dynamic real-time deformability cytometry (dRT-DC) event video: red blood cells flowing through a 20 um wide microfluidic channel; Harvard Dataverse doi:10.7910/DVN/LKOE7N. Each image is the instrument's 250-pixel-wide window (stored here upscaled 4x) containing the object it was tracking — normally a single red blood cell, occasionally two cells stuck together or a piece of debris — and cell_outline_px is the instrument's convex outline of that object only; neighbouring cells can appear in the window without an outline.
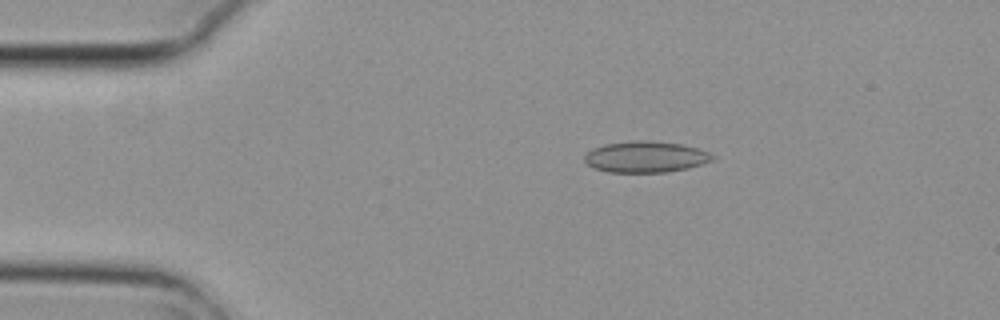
{"species": "common noctule bat (a hibernating species)", "species_latin": "Nyctalus noctula", "temperature_condition": "cold", "stored_images_in_passage": 9, "camera_frame_rate_fps": 3000, "um_per_image_px": 0.085, "animal": {"sex": "female", "body_mass_g": 29.2, "forearm_length_mm": 56.3}, "frame": {"image": 1, "passage_image": 3, "time_ms": 0.667, "image_size_px": [1000, 320], "cell_outline_px": [[716, 156], [712, 160], [688, 168], [668, 172], [608, 172], [592, 168], [584, 160], [584, 156], [592, 148], [604, 144], [636, 140], [648, 140], [680, 144], [696, 148], [708, 152]], "centroid_in_image_um": [54.85, 13.33], "position_along_channel_um": 30.2, "area_um2": 23.24}}
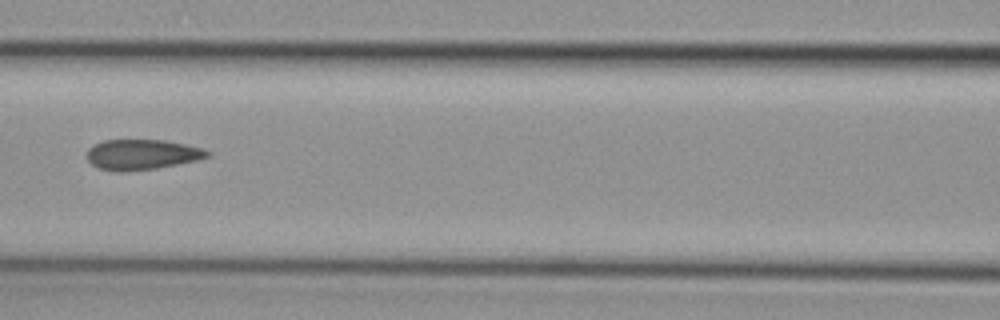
{"frame": {"image": 2, "passage_image": 7, "time_ms": 2.0, "image_size_px": [1000, 320], "cell_outline_px": [[212, 156], [200, 160], [156, 168], [120, 172], [100, 168], [92, 164], [88, 160], [88, 148], [104, 140], [164, 140], [204, 148], [212, 152]], "centroid_in_image_um": [12.14, 13.13], "position_along_channel_um": 154.5, "area_um2": 21.27}}
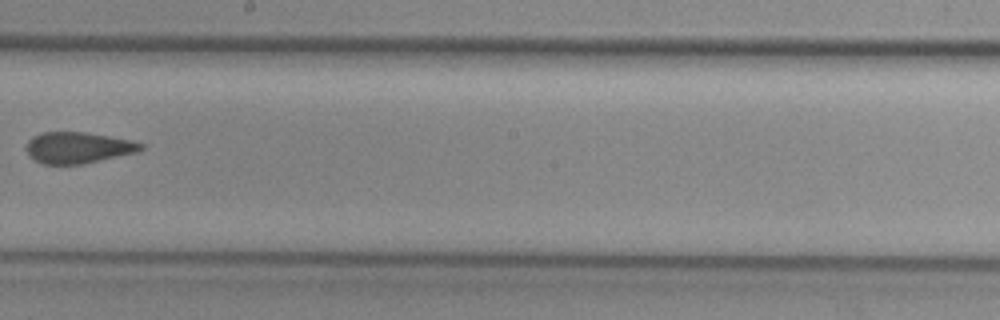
{"frame": {"image": 3, "passage_image": 9, "time_ms": 2.667, "image_size_px": [1000, 320], "cell_outline_px": [[144, 148], [136, 152], [84, 164], [44, 164], [36, 160], [28, 152], [28, 140], [32, 136], [40, 132], [84, 132], [132, 140], [144, 144]], "centroid_in_image_um": [6.66, 12.54], "position_along_channel_um": 241.5, "area_um2": 20.63}}